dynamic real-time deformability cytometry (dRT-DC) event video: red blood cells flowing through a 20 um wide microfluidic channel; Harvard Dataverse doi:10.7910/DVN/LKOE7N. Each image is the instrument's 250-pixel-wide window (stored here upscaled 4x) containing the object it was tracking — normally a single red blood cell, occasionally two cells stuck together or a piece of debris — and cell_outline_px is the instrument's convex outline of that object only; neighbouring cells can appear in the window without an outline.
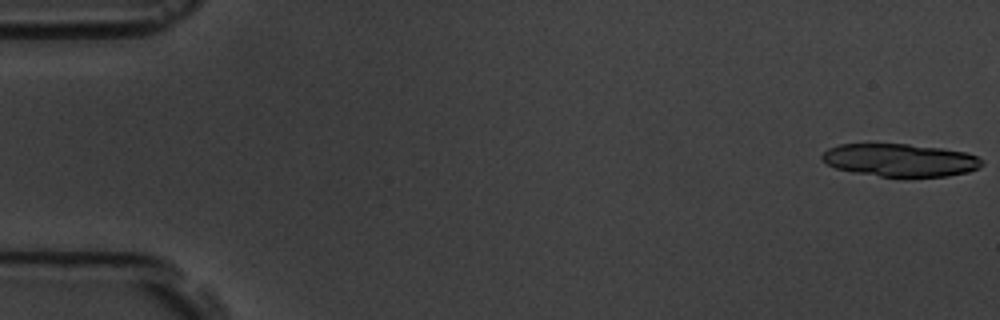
{"species": "common noctule bat (a hibernating species)", "species_latin": "Nyctalus noctula", "temperature_condition": "room temperature", "stored_images_in_passage": 5, "camera_frame_rate_fps": 3000, "um_per_image_px": 0.085, "animal": {"sex": "male", "body_mass_g": 19.5, "forearm_length_mm": 54.6}, "frame": {"image": 1, "passage_image": 1, "time_ms": 0.0, "image_size_px": [1000, 320], "cell_outline_px": [[984, 164], [980, 168], [968, 172], [948, 176], [880, 176], [856, 172], [836, 168], [828, 164], [820, 156], [828, 148], [840, 144], [908, 144], [940, 148], [964, 152], [976, 156], [984, 160]], "centroid_in_image_um": [76.55, 13.6], "position_along_channel_um": 8.4, "area_um2": 30.29}}